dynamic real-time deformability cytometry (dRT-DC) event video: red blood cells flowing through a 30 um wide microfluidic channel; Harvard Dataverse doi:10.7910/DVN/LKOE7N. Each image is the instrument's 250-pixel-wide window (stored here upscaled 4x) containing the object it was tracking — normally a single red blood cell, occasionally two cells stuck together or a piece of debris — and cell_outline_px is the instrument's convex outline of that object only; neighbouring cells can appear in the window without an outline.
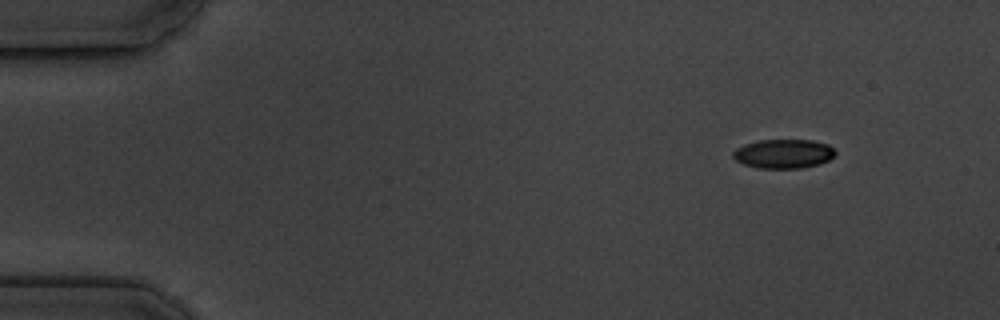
{"species": "common noctule bat (a hibernating species)", "species_latin": "Nyctalus noctula", "temperature_condition": "cold", "stored_images_in_passage": 12, "camera_frame_rate_fps": 3000, "um_per_image_px": 0.085, "animal": {"sex": "male", "body_mass_g": 19.5, "forearm_length_mm": 54.6}, "frame": {"image": 1, "passage_image": 1, "time_ms": 0.0, "image_size_px": [1000, 320], "cell_outline_px": [[836, 156], [820, 164], [800, 168], [756, 168], [744, 164], [736, 160], [732, 156], [732, 152], [736, 148], [744, 144], [760, 140], [812, 140], [828, 144], [836, 152]], "centroid_in_image_um": [66.6, 13.07], "position_along_channel_um": 18.4, "area_um2": 17.46}}
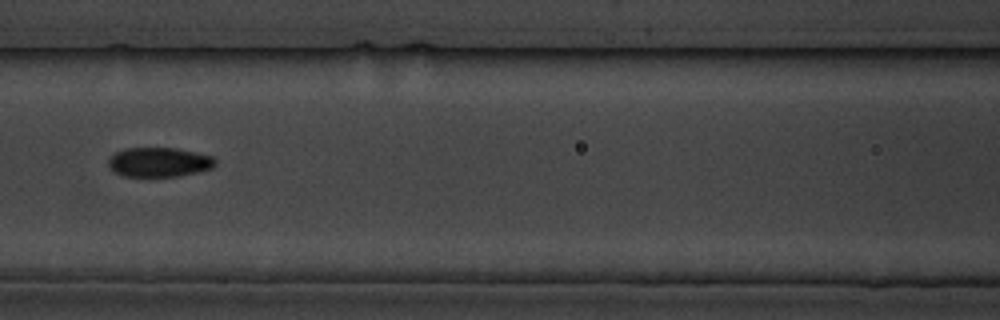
{"frame": {"image": 2, "passage_image": 6, "time_ms": 6.667, "image_size_px": [1000, 320], "cell_outline_px": [[216, 164], [212, 168], [180, 176], [124, 176], [108, 168], [108, 160], [116, 152], [124, 148], [176, 148], [196, 152], [212, 156], [216, 160]], "centroid_in_image_um": [13.52, 13.78], "position_along_channel_um": 153.1, "area_um2": 18.32}}
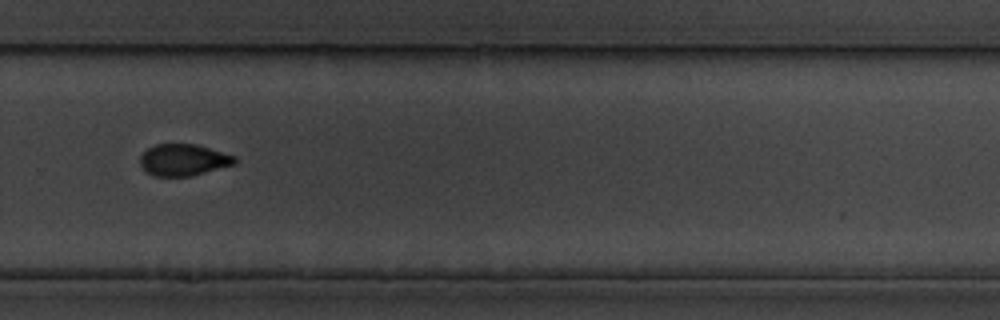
{"frame": {"image": 3, "passage_image": 10, "time_ms": 11.333, "image_size_px": [1000, 320], "cell_outline_px": [[236, 164], [188, 176], [152, 176], [144, 172], [140, 164], [140, 156], [148, 148], [156, 144], [196, 144], [236, 156]], "centroid_in_image_um": [15.56, 13.59], "position_along_channel_um": 314.2, "area_um2": 17.46}, "authors_computed_cell_mechanics": {"area_um2": 18.2648, "velocity_mm_per_s": 3.4704, "shape_relaxation_time_tau1_ms": 1.8597, "shape_relaxation_time_tau2_ms": 5.3873, "deformation_change_tau1": 0.0748, "deformation_change_tau2": 0.067}}